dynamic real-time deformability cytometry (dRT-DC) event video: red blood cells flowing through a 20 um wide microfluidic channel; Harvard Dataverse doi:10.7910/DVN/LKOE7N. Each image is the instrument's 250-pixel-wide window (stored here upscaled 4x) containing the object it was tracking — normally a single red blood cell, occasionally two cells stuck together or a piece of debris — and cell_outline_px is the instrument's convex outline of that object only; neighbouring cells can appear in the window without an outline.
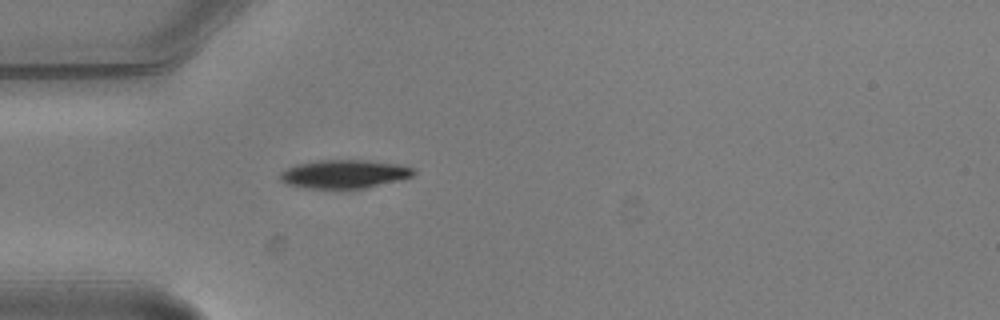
{"species": "common noctule bat (a hibernating species)", "species_latin": "Nyctalus noctula", "temperature_condition": "warm", "stored_images_in_passage": 4, "camera_frame_rate_fps": 3000, "um_per_image_px": 0.085, "animal": {"sex": "male", "body_mass_g": 20.5, "forearm_length_mm": 52.5}, "frame": {"image": 1, "passage_image": 4, "time_ms": 1.0, "image_size_px": [1000, 320], "cell_outline_px": [[416, 172], [412, 176], [368, 188], [344, 192], [340, 192], [304, 188], [288, 184], [280, 180], [280, 172], [296, 164], [320, 160], [364, 160], [396, 164], [412, 168]], "centroid_in_image_um": [29.21, 14.85], "position_along_channel_um": 55.8, "area_um2": 22.89}}